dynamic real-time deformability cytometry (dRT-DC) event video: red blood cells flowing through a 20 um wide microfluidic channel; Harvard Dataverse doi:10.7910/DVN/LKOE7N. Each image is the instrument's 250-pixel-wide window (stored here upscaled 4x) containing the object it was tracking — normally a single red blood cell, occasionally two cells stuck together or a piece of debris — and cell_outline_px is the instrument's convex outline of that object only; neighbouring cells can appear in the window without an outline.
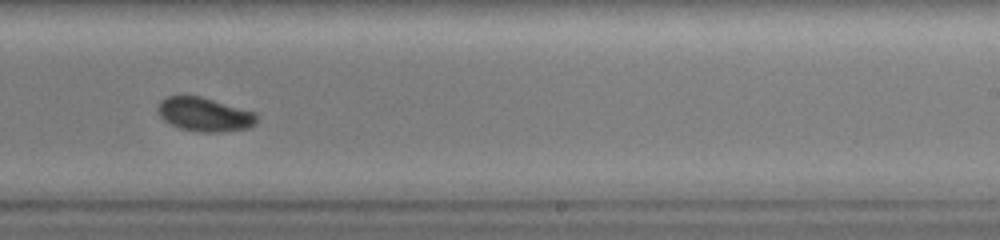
{"species": "common noctule bat (a hibernating species)", "species_latin": "Nyctalus noctula", "temperature_condition": "warm", "stored_images_in_passage": 32, "camera_frame_rate_fps": 3000, "um_per_image_px": 0.085, "animal": {"sex": "female", "body_mass_g": 19.0, "forearm_length_mm": 51.5}, "frame": {"image": 1, "passage_image": 16, "time_ms": 5.0, "image_size_px": [1000, 240], "cell_outline_px": [[256, 124], [248, 128], [216, 132], [200, 132], [180, 128], [164, 120], [156, 112], [156, 108], [160, 100], [168, 96], [200, 96], [256, 112]], "centroid_in_image_um": [17.36, 9.72], "position_along_channel_um": 271.6, "area_um2": 19.48}}
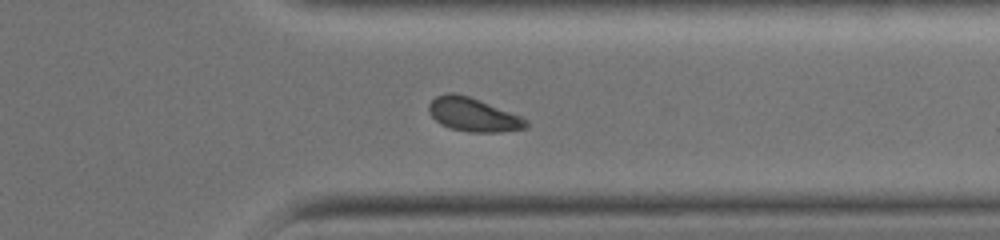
{"frame": {"image": 2, "passage_image": 23, "time_ms": 7.333, "image_size_px": [1000, 240], "cell_outline_px": [[528, 124], [524, 128], [500, 132], [468, 132], [452, 128], [440, 124], [428, 112], [428, 104], [436, 96], [448, 92], [456, 92], [480, 100], [520, 116], [528, 120]], "centroid_in_image_um": [40.18, 9.73], "position_along_channel_um": 371.2, "area_um2": 18.96}}
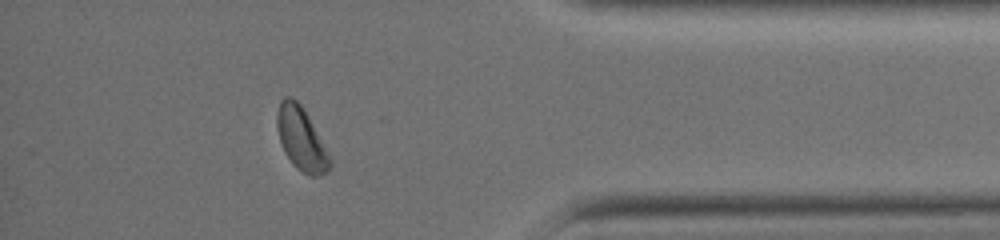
{"frame": {"image": 3, "passage_image": 27, "time_ms": 8.667, "image_size_px": [1000, 240], "cell_outline_px": [[332, 164], [328, 172], [316, 176], [308, 176], [296, 168], [292, 164], [284, 152], [280, 140], [276, 124], [276, 116], [280, 100], [284, 96], [292, 96], [300, 104], [308, 116], [328, 152], [332, 160]], "centroid_in_image_um": [25.6, 11.82], "position_along_channel_um": 409.6, "area_um2": 19.48}, "authors_computed_cell_mechanics": {"area_um2": 20.1144, "velocity_mm_per_s": 4.2164, "shape_relaxation_time_tau1_ms": 3.6349, "shape_relaxation_time_tau2_ms": null, "deformation_change_tau1": 0.0919, "deformation_change_tau2": null}}